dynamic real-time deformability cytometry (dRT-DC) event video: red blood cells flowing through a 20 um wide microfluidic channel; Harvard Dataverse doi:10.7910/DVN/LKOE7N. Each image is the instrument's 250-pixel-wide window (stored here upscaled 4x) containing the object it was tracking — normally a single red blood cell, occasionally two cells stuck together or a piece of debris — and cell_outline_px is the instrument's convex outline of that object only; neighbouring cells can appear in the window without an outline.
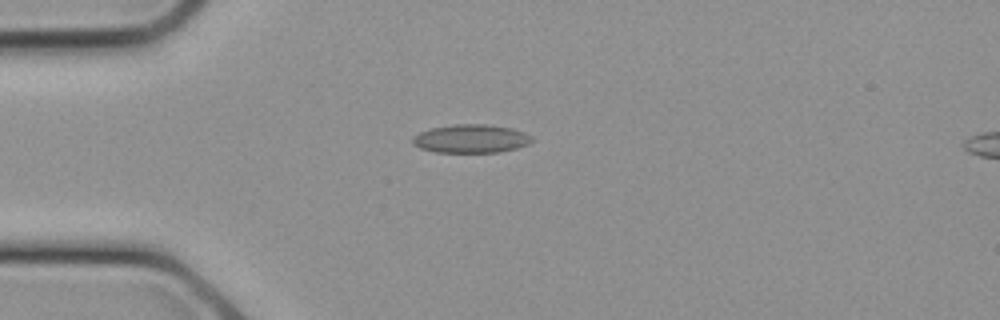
{"species": "common noctule bat (a hibernating species)", "species_latin": "Nyctalus noctula", "temperature_condition": "cold", "stored_images_in_passage": 10, "camera_frame_rate_fps": 3000, "um_per_image_px": 0.085, "animal": {"sex": "female", "body_mass_g": 21.9}, "frame": {"image": 1, "passage_image": 4, "time_ms": 1.0, "image_size_px": [1000, 320], "cell_outline_px": [[532, 140], [528, 144], [516, 148], [500, 152], [436, 152], [420, 148], [412, 144], [412, 136], [420, 132], [432, 128], [452, 124], [484, 124], [508, 128], [524, 132], [532, 136]], "centroid_in_image_um": [40.0, 11.79], "position_along_channel_um": 45.0, "area_um2": 19.65}}
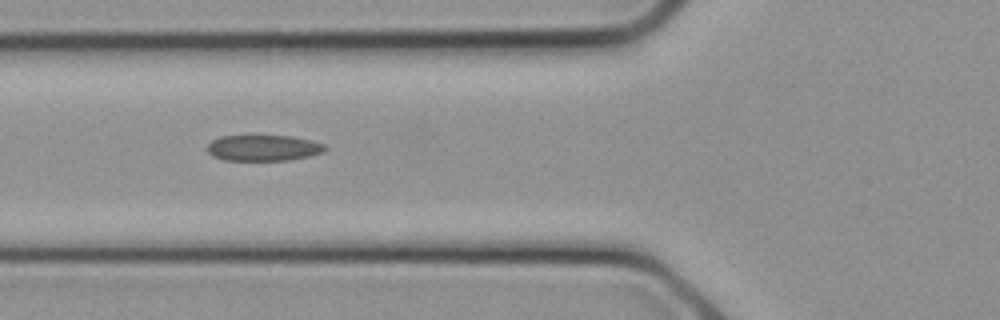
{"frame": {"image": 2, "passage_image": 7, "time_ms": 2.0, "image_size_px": [1000, 320], "cell_outline_px": [[328, 148], [324, 152], [308, 156], [288, 160], [224, 160], [212, 156], [208, 152], [208, 144], [212, 140], [220, 136], [292, 136], [312, 140], [324, 144]], "centroid_in_image_um": [22.4, 12.57], "position_along_channel_um": 103.4, "area_um2": 17.8}}
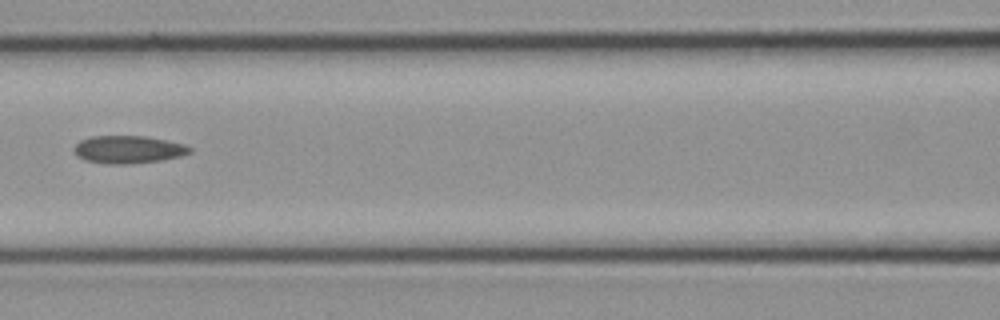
{"frame": {"image": 3, "passage_image": 9, "time_ms": 2.667, "image_size_px": [1000, 320], "cell_outline_px": [[192, 152], [180, 156], [160, 160], [132, 164], [108, 164], [84, 160], [76, 156], [72, 148], [80, 140], [92, 136], [144, 136], [184, 144], [192, 148]], "centroid_in_image_um": [10.86, 12.71], "position_along_channel_um": 155.7, "area_um2": 18.73}}